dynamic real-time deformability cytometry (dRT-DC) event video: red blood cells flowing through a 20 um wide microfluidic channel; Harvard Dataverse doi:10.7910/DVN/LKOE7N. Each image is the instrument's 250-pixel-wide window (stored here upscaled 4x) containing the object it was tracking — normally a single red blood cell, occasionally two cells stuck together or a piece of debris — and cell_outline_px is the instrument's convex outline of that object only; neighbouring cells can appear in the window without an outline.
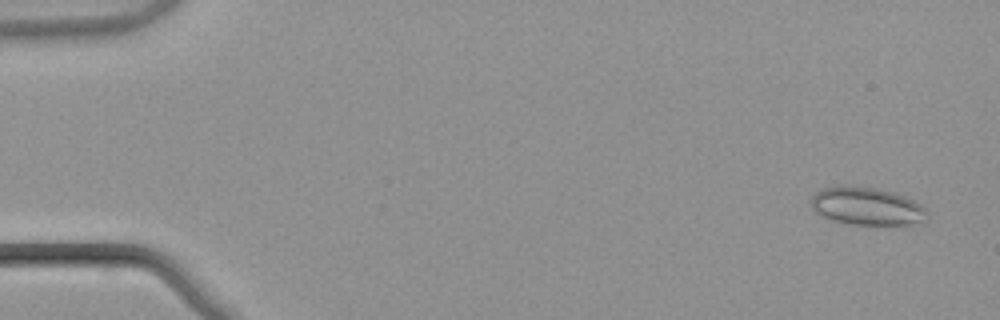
{"species": "common noctule bat (a hibernating species)", "species_latin": "Nyctalus noctula", "temperature_condition": "warm", "stored_images_in_passage": 18, "camera_frame_rate_fps": 3000, "um_per_image_px": 0.085, "animal": {"sex": "male", "body_mass_g": 21.5, "forearm_length_mm": 52.0}, "frame": {"image": 1, "passage_image": 3, "time_ms": 0.667, "image_size_px": [1000, 320], "cell_outline_px": [[928, 216], [924, 220], [912, 224], [852, 224], [832, 220], [816, 212], [812, 208], [812, 196], [816, 192], [824, 188], [840, 184], [876, 188], [896, 192], [920, 204], [928, 212]], "centroid_in_image_um": [73.67, 17.5], "position_along_channel_um": 11.3, "area_um2": 25.49}}